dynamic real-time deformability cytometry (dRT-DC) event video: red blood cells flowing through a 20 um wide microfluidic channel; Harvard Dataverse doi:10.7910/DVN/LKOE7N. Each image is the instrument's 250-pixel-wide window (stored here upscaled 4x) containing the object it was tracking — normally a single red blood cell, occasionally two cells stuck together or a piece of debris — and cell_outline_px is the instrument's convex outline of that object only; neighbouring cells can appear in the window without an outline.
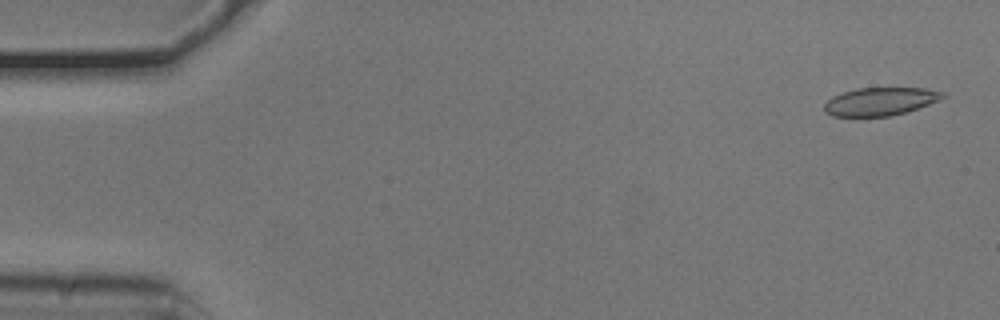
{"species": "common noctule bat (a hibernating species)", "species_latin": "Nyctalus noctula", "temperature_condition": "cold", "stored_images_in_passage": 31, "camera_frame_rate_fps": 3000, "um_per_image_px": 0.085, "animal": {"sex": "male", "body_mass_g": 20.5, "forearm_length_mm": 52.5}, "frame": {"image": 1, "passage_image": 2, "time_ms": 0.333, "image_size_px": [1000, 320], "cell_outline_px": [[948, 96], [940, 100], [908, 112], [888, 116], [832, 116], [824, 112], [824, 104], [832, 96], [856, 88], [924, 88], [944, 92]], "centroid_in_image_um": [74.85, 8.62], "position_along_channel_um": 10.2, "area_um2": 19.48}}
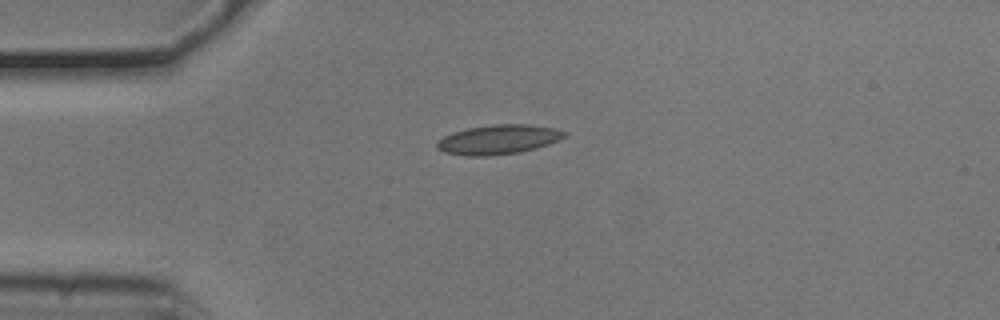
{"frame": {"image": 2, "passage_image": 13, "time_ms": 4.0, "image_size_px": [1000, 320], "cell_outline_px": [[568, 136], [560, 140], [536, 148], [520, 152], [484, 156], [468, 156], [444, 152], [436, 148], [436, 144], [444, 136], [452, 132], [468, 128], [496, 124], [528, 124], [552, 128], [568, 132]], "centroid_in_image_um": [42.39, 11.86], "position_along_channel_um": 42.6, "area_um2": 21.85}}
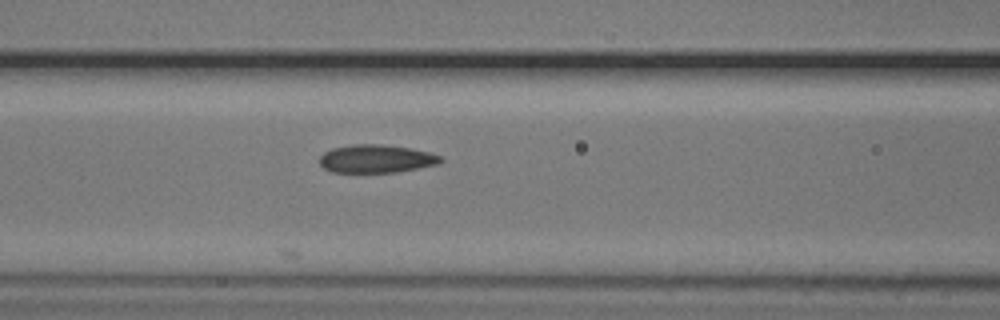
{"frame": {"image": 3, "passage_image": 22, "time_ms": 7.0, "image_size_px": [1000, 320], "cell_outline_px": [[444, 160], [436, 164], [396, 172], [332, 172], [324, 168], [320, 164], [320, 156], [324, 152], [332, 148], [356, 144], [380, 144], [408, 148], [428, 152], [440, 156]], "centroid_in_image_um": [31.94, 13.49], "position_along_channel_um": 134.7, "area_um2": 19.54}}